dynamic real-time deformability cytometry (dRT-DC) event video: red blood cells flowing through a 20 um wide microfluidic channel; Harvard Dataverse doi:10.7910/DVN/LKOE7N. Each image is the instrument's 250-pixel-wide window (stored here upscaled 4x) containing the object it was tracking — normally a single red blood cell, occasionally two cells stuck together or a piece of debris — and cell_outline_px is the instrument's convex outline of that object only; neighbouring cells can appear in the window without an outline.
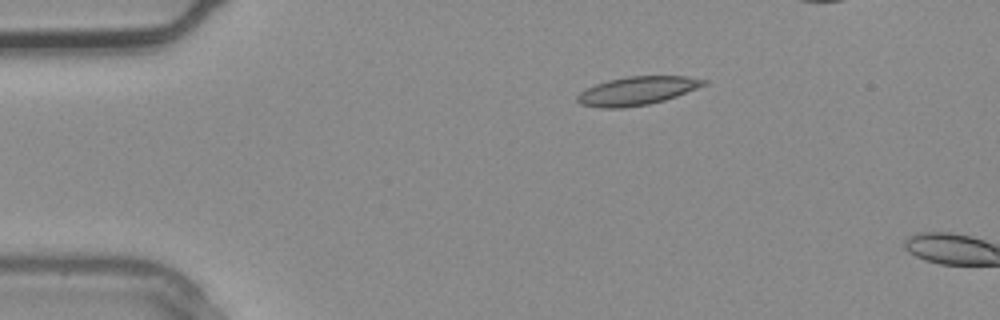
{"species": "common noctule bat (a hibernating species)", "species_latin": "Nyctalus noctula", "temperature_condition": "warm", "stored_images_in_passage": 3, "camera_frame_rate_fps": 3000, "um_per_image_px": 0.085, "animal": {"sex": "male", "body_mass_g": 20.4}, "frame": {"image": 1, "passage_image": 2, "time_ms": 0.333, "image_size_px": [1000, 320], "cell_outline_px": [[708, 84], [676, 96], [664, 100], [648, 104], [624, 108], [600, 108], [580, 104], [576, 100], [576, 96], [580, 92], [596, 84], [608, 80], [628, 76], [688, 76], [708, 80]], "centroid_in_image_um": [54.16, 7.72], "position_along_channel_um": 30.8, "area_um2": 20.98}}